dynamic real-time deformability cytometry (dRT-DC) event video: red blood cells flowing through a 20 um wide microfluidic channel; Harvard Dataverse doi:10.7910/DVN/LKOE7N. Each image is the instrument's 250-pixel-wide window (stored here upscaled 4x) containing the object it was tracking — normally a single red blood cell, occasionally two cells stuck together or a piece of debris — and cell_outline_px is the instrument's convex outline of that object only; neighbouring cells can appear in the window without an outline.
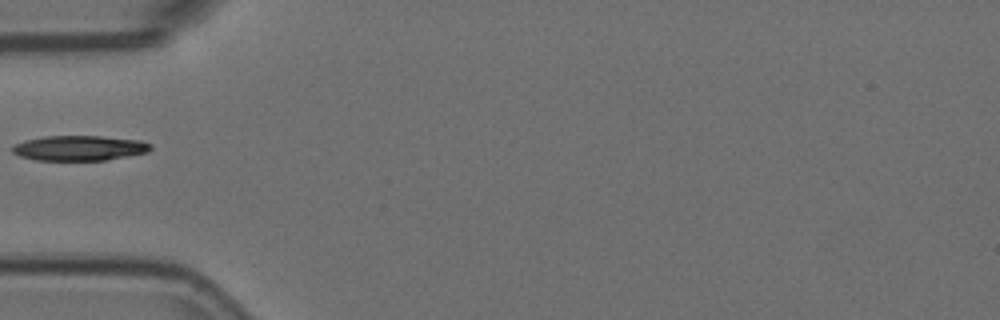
{"species": "Egyptian fruit bat (a non-hibernating species)", "species_latin": "Rousettus aegyptiacus", "temperature_condition": "room temperature", "stored_images_in_passage": 37, "camera_frame_rate_fps": 3000, "um_per_image_px": 0.085, "animal": {"sex": "female"}, "frame": {"image": 1, "passage_image": 1, "time_ms": 0.0, "image_size_px": [1000, 320], "cell_outline_px": [[152, 148], [148, 152], [104, 160], [36, 160], [20, 156], [12, 152], [12, 144], [24, 140], [44, 136], [100, 136], [140, 140], [152, 144]], "centroid_in_image_um": [6.72, 12.58], "position_along_channel_um": 78.3, "area_um2": 20.23}}
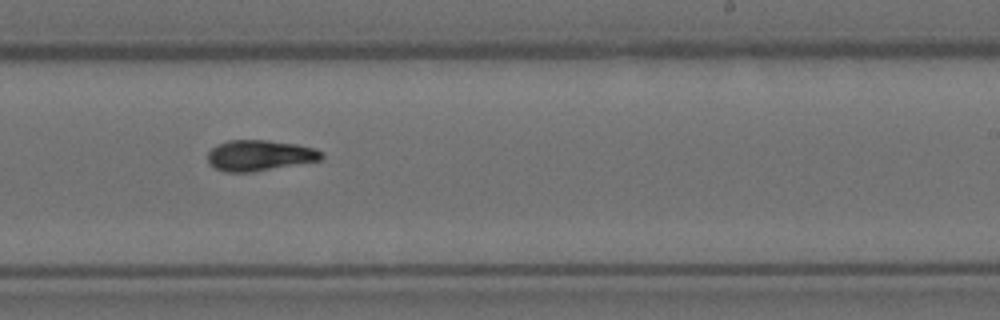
{"frame": {"image": 2, "passage_image": 16, "time_ms": 5.0, "image_size_px": [1000, 320], "cell_outline_px": [[324, 156], [320, 160], [252, 172], [224, 172], [208, 164], [208, 152], [212, 148], [228, 140], [268, 140], [296, 144], [316, 148]], "centroid_in_image_um": [22.05, 13.21], "position_along_channel_um": 267.0, "area_um2": 20.29}}
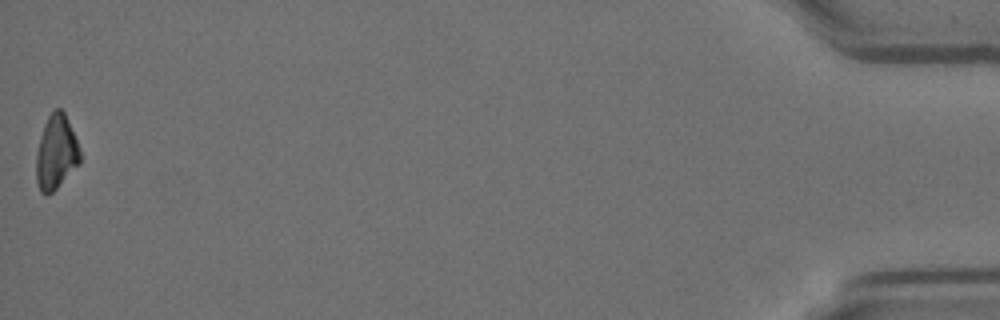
{"frame": {"image": 3, "passage_image": 37, "time_ms": 12.0, "image_size_px": [1000, 320], "cell_outline_px": [[80, 164], [52, 192], [40, 192], [36, 180], [36, 152], [40, 136], [44, 124], [48, 116], [56, 108], [60, 108], [64, 112], [80, 148]], "centroid_in_image_um": [4.77, 12.94], "position_along_channel_um": 430.4, "area_um2": 18.84}}